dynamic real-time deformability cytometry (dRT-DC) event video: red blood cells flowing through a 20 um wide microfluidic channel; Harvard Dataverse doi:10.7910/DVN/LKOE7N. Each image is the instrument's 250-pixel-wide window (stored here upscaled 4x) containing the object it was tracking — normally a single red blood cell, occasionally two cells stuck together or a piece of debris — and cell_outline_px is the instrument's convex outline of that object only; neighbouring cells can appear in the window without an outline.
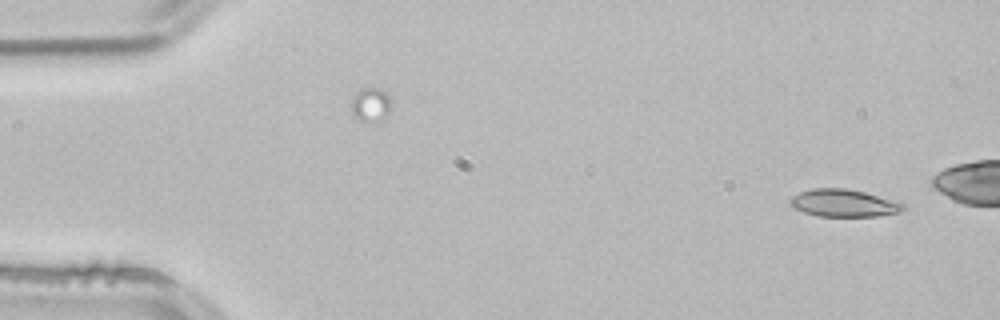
{"species": "common noctule bat (a hibernating species)", "species_latin": "Nyctalus noctula", "temperature_condition": "room temperature", "stored_images_in_passage": 2, "camera_frame_rate_fps": 3000, "um_per_image_px": 0.085, "animal": {"sex": "male", "body_mass_g": 21.5, "forearm_length_mm": 52.0}, "frame": {"image": 1, "passage_image": 2, "time_ms": 0.333, "image_size_px": [1000, 320], "cell_outline_px": [[904, 208], [900, 212], [876, 216], [816, 216], [804, 212], [788, 204], [788, 200], [792, 196], [800, 192], [812, 188], [844, 188], [864, 192], [900, 200], [904, 204]], "centroid_in_image_um": [71.73, 17.25], "position_along_channel_um": 13.3, "area_um2": 18.26}}